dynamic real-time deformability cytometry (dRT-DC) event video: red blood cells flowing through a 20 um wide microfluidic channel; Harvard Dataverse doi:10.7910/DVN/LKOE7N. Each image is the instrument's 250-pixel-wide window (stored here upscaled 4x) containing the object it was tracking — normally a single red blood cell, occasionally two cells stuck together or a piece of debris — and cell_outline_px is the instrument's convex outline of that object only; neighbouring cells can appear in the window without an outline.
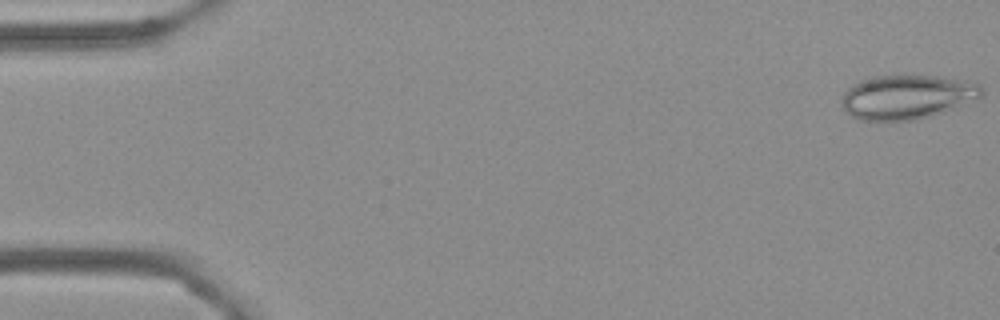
{"species": "Egyptian fruit bat (a non-hibernating species)", "species_latin": "Rousettus aegyptiacus", "temperature_condition": "cold", "stored_images_in_passage": 55, "camera_frame_rate_fps": 3000, "um_per_image_px": 0.085, "frame": {"image": 1, "passage_image": 1, "time_ms": 0.0, "image_size_px": [1000, 320], "cell_outline_px": [[984, 96], [944, 112], [912, 120], [860, 120], [852, 116], [844, 108], [844, 92], [852, 84], [860, 80], [872, 76], [940, 76], [972, 80], [980, 84], [984, 92]], "centroid_in_image_um": [77.17, 8.22], "position_along_channel_um": 7.8, "area_um2": 36.01}}
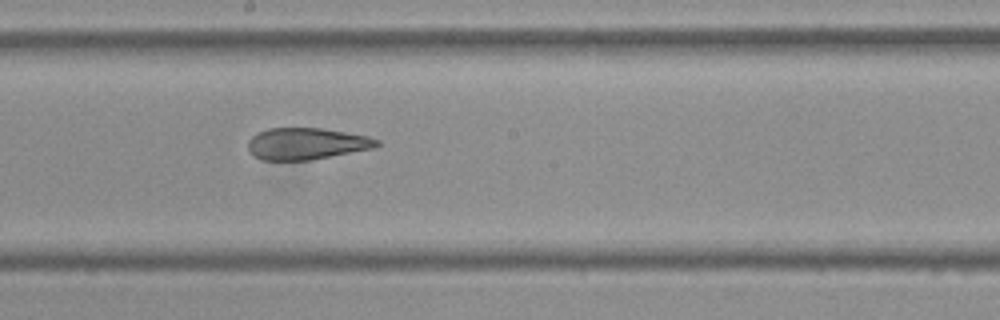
{"frame": {"image": 2, "passage_image": 30, "time_ms": 9.667, "image_size_px": [1000, 320], "cell_outline_px": [[380, 144], [376, 148], [308, 160], [260, 160], [248, 148], [248, 140], [256, 132], [268, 128], [320, 128], [368, 136], [380, 140]], "centroid_in_image_um": [26.06, 12.21], "position_along_channel_um": 222.1, "area_um2": 23.76}}
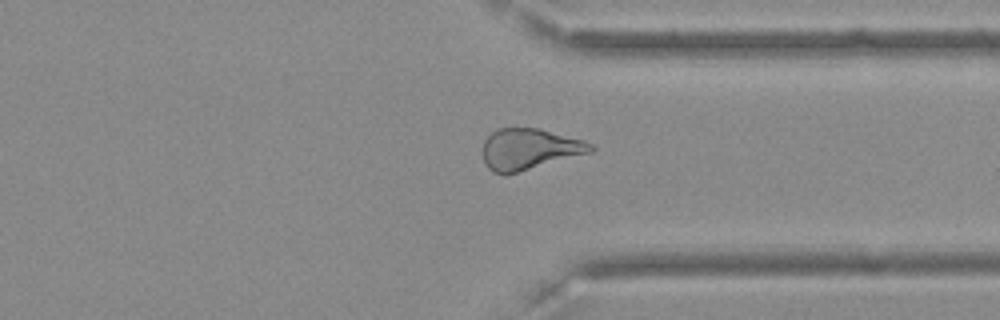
{"frame": {"image": 3, "passage_image": 42, "time_ms": 13.667, "image_size_px": [1000, 320], "cell_outline_px": [[596, 148], [592, 152], [504, 176], [492, 172], [484, 164], [484, 140], [496, 128], [540, 128], [584, 140], [592, 144]], "centroid_in_image_um": [44.99, 12.68], "position_along_channel_um": 366.4, "area_um2": 26.07}, "authors_computed_cell_mechanics": {"area_um2": 27.6284, "velocity_mm_per_s": 3.6243, "shape_relaxation_time_tau1_ms": null, "shape_relaxation_time_tau2_ms": 2.843, "deformation_change_tau1": null, "deformation_change_tau2": 0.1192}}